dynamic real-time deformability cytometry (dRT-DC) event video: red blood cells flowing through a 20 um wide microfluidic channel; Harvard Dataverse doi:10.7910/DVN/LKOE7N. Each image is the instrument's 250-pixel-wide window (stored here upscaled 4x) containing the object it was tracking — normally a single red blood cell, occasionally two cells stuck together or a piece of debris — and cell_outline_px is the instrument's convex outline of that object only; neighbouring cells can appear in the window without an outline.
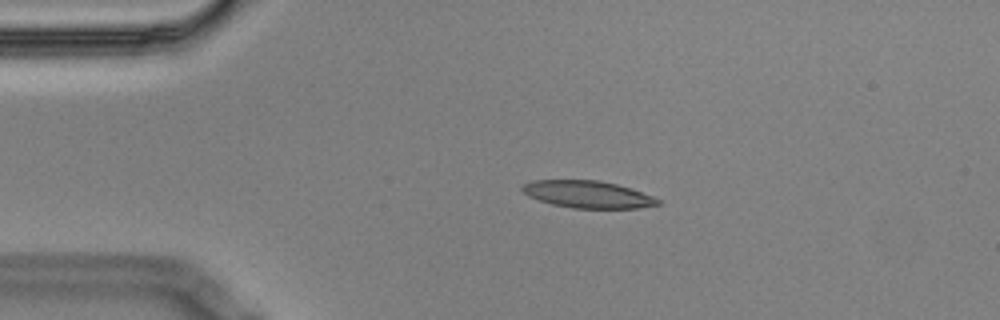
{"species": "Egyptian fruit bat (a non-hibernating species)", "species_latin": "Rousettus aegyptiacus", "temperature_condition": "cold", "stored_images_in_passage": 5, "camera_frame_rate_fps": 3000, "um_per_image_px": 0.085, "animal": {"sex": "male"}, "frame": {"image": 1, "passage_image": 4, "time_ms": 1.0, "image_size_px": [1000, 320], "cell_outline_px": [[660, 204], [640, 208], [572, 208], [552, 204], [528, 196], [520, 188], [520, 184], [532, 180], [600, 180], [616, 184], [652, 196], [660, 200]], "centroid_in_image_um": [49.9, 16.51], "position_along_channel_um": 35.1, "area_um2": 21.39}}